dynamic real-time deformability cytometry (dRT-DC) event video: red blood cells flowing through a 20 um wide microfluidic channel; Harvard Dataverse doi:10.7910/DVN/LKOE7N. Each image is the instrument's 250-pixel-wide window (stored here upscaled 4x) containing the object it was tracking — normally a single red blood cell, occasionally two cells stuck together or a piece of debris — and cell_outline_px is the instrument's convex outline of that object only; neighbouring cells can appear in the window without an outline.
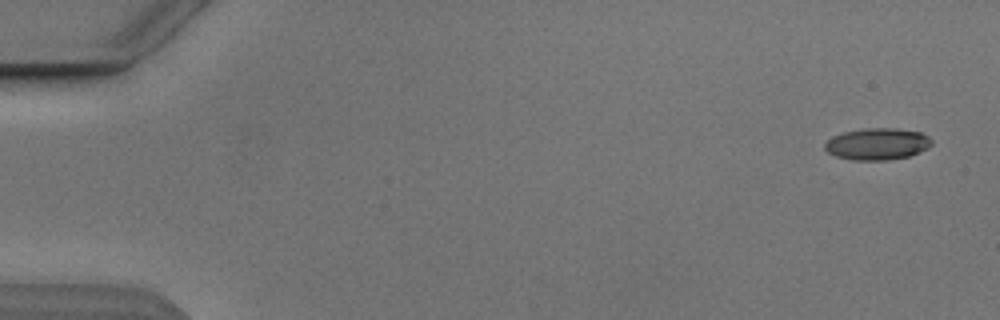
{"species": "Egyptian fruit bat (a non-hibernating species)", "species_latin": "Rousettus aegyptiacus", "temperature_condition": "cold", "stored_images_in_passage": 4, "camera_frame_rate_fps": 3000, "um_per_image_px": 0.085, "animal": {"sex": "male"}, "frame": {"image": 1, "passage_image": 1, "time_ms": 0.0, "image_size_px": [1000, 320], "cell_outline_px": [[932, 144], [928, 148], [908, 156], [888, 160], [852, 160], [836, 156], [828, 152], [824, 148], [824, 144], [832, 136], [844, 132], [864, 128], [896, 128], [920, 132], [928, 136], [932, 140]], "centroid_in_image_um": [74.56, 12.23], "position_along_channel_um": 10.4, "area_um2": 19.77}}
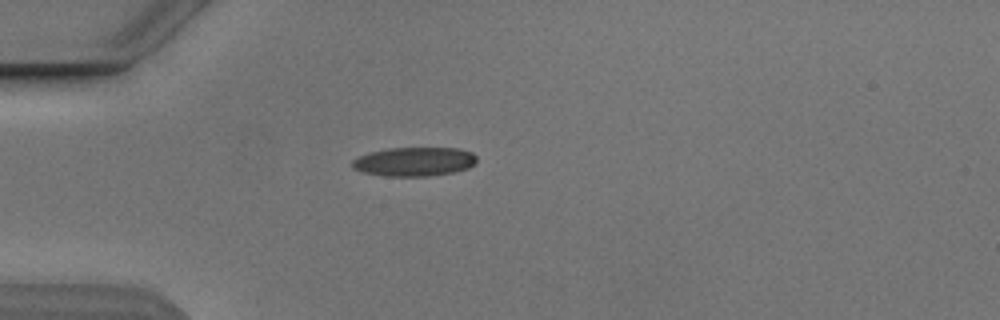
{"frame": {"image": 2, "passage_image": 4, "time_ms": 4.333, "image_size_px": [1000, 320], "cell_outline_px": [[476, 160], [468, 168], [452, 172], [428, 176], [384, 176], [364, 172], [352, 168], [352, 160], [360, 156], [372, 152], [388, 148], [460, 148], [472, 152], [476, 156]], "centroid_in_image_um": [35.22, 13.73], "position_along_channel_um": 49.8, "area_um2": 20.87}}